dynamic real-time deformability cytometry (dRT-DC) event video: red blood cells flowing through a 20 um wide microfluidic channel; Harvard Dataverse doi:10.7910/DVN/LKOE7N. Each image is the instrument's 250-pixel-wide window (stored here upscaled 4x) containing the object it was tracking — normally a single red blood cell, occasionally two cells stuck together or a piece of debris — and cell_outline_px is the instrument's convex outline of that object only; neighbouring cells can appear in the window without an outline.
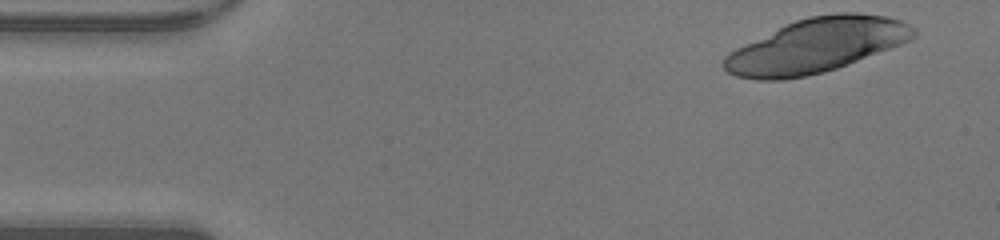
{"species": "human", "species_latin": "Homo sapiens", "temperature_condition": "warm", "stored_images_in_passage": 11, "camera_frame_rate_fps": 3000, "um_per_image_px": 0.085, "donor": {"sex": "male"}, "frame": {"image": 1, "passage_image": 1, "time_ms": 0.0, "image_size_px": [1000, 240], "cell_outline_px": [[916, 36], [900, 44], [836, 68], [824, 72], [784, 80], [760, 80], [736, 76], [728, 72], [724, 68], [724, 56], [728, 52], [736, 48], [796, 20], [808, 16], [836, 12], [860, 12], [888, 16], [904, 20], [916, 28]], "centroid_in_image_um": [69.43, 3.85], "position_along_channel_um": 15.6, "area_um2": 59.59}}